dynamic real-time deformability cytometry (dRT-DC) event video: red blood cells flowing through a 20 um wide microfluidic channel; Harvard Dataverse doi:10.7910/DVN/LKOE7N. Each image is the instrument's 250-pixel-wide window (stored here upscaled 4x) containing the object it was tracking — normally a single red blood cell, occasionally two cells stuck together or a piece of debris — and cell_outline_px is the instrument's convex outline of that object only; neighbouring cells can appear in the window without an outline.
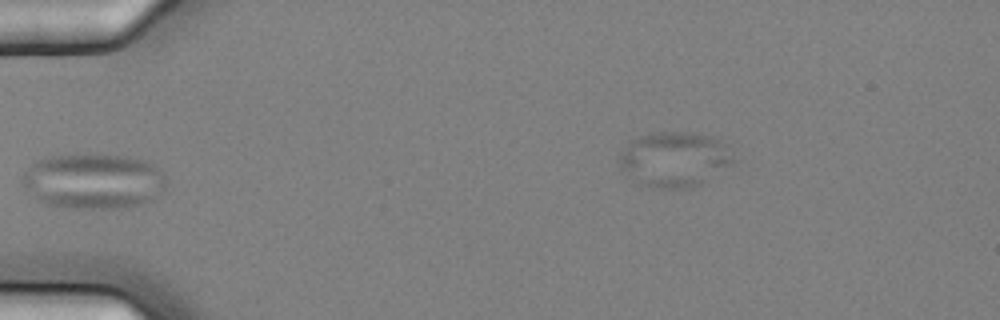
{"species": "common noctule bat (a hibernating species)", "species_latin": "Nyctalus noctula", "temperature_condition": "cold", "stored_images_in_passage": 5, "camera_frame_rate_fps": 3000, "um_per_image_px": 0.085, "animal": {"sex": "female", "body_mass_g": 25.1}, "frame": {"image": 1, "passage_image": 5, "time_ms": 1.333, "image_size_px": [1000, 320], "cell_outline_px": [[164, 184], [160, 192], [148, 200], [140, 204], [116, 208], [76, 208], [48, 204], [32, 196], [20, 180], [24, 172], [36, 160], [48, 156], [124, 156], [144, 160], [152, 164], [156, 168], [164, 180]], "centroid_in_image_um": [7.86, 15.41], "position_along_channel_um": 77.1, "area_um2": 45.14}}